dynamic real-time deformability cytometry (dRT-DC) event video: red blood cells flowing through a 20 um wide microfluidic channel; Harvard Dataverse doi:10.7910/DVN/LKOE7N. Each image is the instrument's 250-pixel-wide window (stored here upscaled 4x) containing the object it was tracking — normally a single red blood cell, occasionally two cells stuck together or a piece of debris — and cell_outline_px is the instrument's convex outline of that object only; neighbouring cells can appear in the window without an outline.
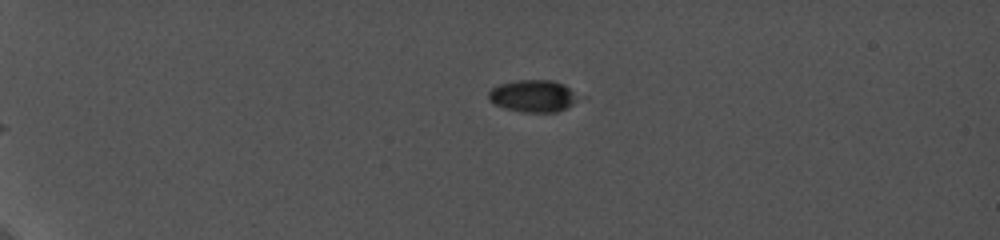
{"species": "common noctule bat (a hibernating species)", "species_latin": "Nyctalus noctula", "temperature_condition": "cold", "stored_images_in_passage": 55, "camera_frame_rate_fps": 5000, "um_per_image_px": 0.085, "animal": {"sex": "female", "body_mass_g": 19.0, "forearm_length_mm": 56.7}, "frame": {"image": 1, "passage_image": 1, "time_ms": 0.0, "image_size_px": [1000, 240], "cell_outline_px": [[580, 96], [568, 108], [556, 112], [524, 112], [504, 108], [488, 100], [488, 92], [492, 88], [500, 84], [516, 80], [552, 80], [564, 84]], "centroid_in_image_um": [45.31, 8.15], "position_along_channel_um": 39.7, "area_um2": 16.82}}
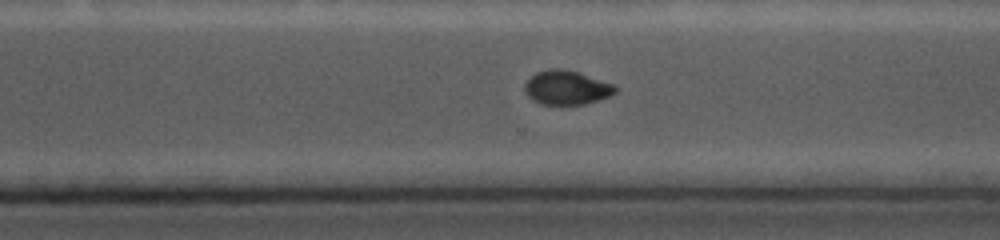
{"frame": {"image": 2, "passage_image": 48, "time_ms": 9.8, "image_size_px": [1000, 240], "cell_outline_px": [[616, 92], [608, 96], [584, 104], [540, 104], [532, 100], [524, 92], [524, 84], [536, 72], [548, 68], [564, 68], [612, 84], [616, 88]], "centroid_in_image_um": [48.09, 7.44], "position_along_channel_um": 322.5, "area_um2": 17.74}}
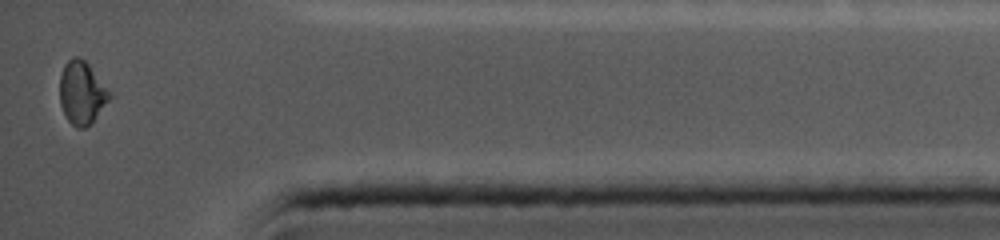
{"frame": {"image": 3, "passage_image": 55, "time_ms": 12.8, "image_size_px": [1000, 240], "cell_outline_px": [[112, 96], [92, 120], [84, 128], [76, 128], [68, 120], [60, 104], [60, 76], [64, 64], [72, 56], [80, 56], [88, 64]], "centroid_in_image_um": [6.91, 7.85], "position_along_channel_um": 428.3, "area_um2": 17.74}, "authors_computed_cell_mechanics": {"area_um2": 18.9006, "velocity_mm_per_s": 3.7879, "shape_relaxation_time_tau1_ms": 5.3221, "shape_relaxation_time_tau2_ms": null, "deformation_change_tau1": 0.1309, "deformation_change_tau2": null}}